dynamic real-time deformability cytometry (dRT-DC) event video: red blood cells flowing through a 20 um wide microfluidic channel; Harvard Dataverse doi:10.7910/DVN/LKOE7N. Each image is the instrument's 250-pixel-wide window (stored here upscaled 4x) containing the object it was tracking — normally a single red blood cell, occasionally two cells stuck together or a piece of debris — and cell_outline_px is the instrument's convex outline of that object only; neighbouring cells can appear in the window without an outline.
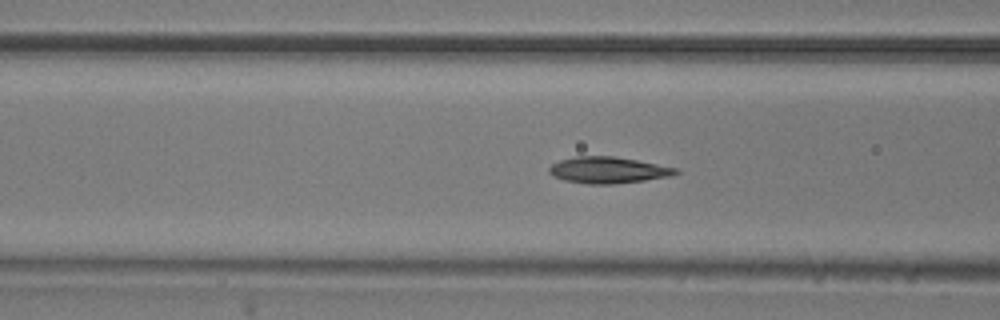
{"species": "common noctule bat (a hibernating species)", "species_latin": "Nyctalus noctula", "temperature_condition": "room temperature", "stored_images_in_passage": 53, "camera_frame_rate_fps": 3000, "um_per_image_px": 0.085, "animal": {"sex": "male", "body_mass_g": 20.5, "forearm_length_mm": 52.5}, "frame": {"image": 1, "passage_image": 20, "time_ms": 6.333, "image_size_px": [1000, 320], "cell_outline_px": [[680, 172], [672, 176], [616, 184], [588, 184], [564, 180], [552, 176], [548, 172], [548, 168], [552, 164], [560, 160], [576, 156], [612, 156], [636, 160], [676, 168]], "centroid_in_image_um": [51.65, 14.46], "position_along_channel_um": 114.9, "area_um2": 19.42}}
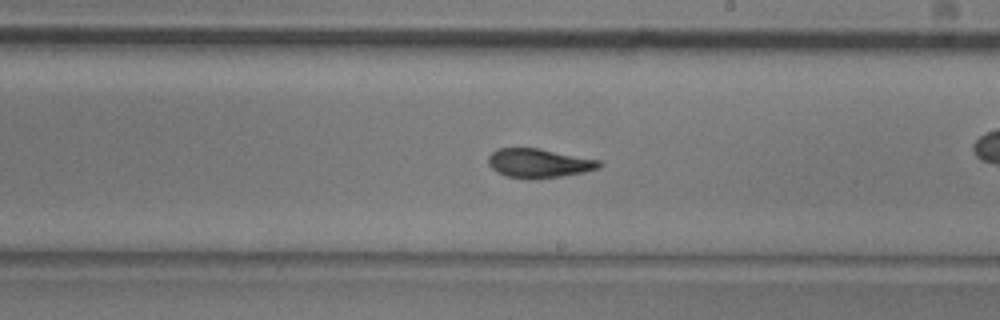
{"frame": {"image": 2, "passage_image": 30, "time_ms": 9.667, "image_size_px": [1000, 320], "cell_outline_px": [[604, 164], [600, 168], [584, 172], [564, 176], [532, 180], [528, 180], [508, 176], [496, 172], [488, 164], [488, 156], [496, 148], [536, 148], [600, 160]], "centroid_in_image_um": [45.8, 13.89], "position_along_channel_um": 243.2, "area_um2": 19.02}}
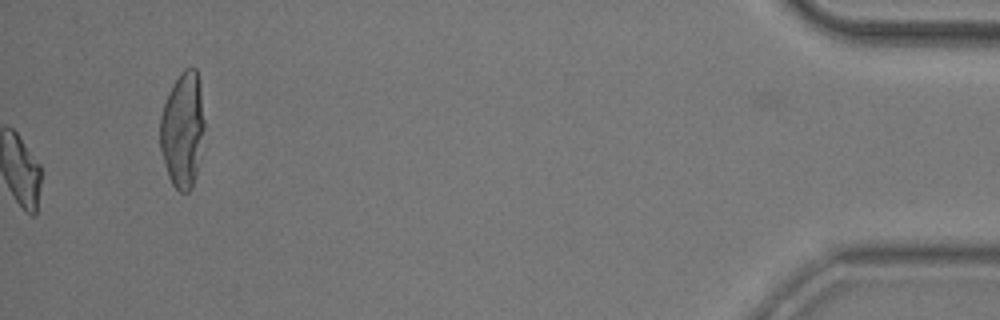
{"frame": {"image": 3, "passage_image": 53, "time_ms": 17.333, "image_size_px": [1000, 320], "cell_outline_px": [[204, 128], [200, 160], [196, 176], [192, 188], [188, 192], [180, 192], [172, 184], [168, 176], [160, 148], [160, 116], [168, 92], [172, 84], [180, 72], [184, 68], [196, 68], [200, 84], [204, 120]], "centroid_in_image_um": [15.53, 11.03], "position_along_channel_um": 419.7, "area_um2": 30.17}, "authors_computed_cell_mechanics": {"area_um2": 18.6694, "velocity_mm_per_s": 3.8449, "shape_relaxation_time_tau1_ms": 4.1386, "shape_relaxation_time_tau2_ms": 1.9714, "deformation_change_tau1": 0.149, "deformation_change_tau2": 0.0797}}